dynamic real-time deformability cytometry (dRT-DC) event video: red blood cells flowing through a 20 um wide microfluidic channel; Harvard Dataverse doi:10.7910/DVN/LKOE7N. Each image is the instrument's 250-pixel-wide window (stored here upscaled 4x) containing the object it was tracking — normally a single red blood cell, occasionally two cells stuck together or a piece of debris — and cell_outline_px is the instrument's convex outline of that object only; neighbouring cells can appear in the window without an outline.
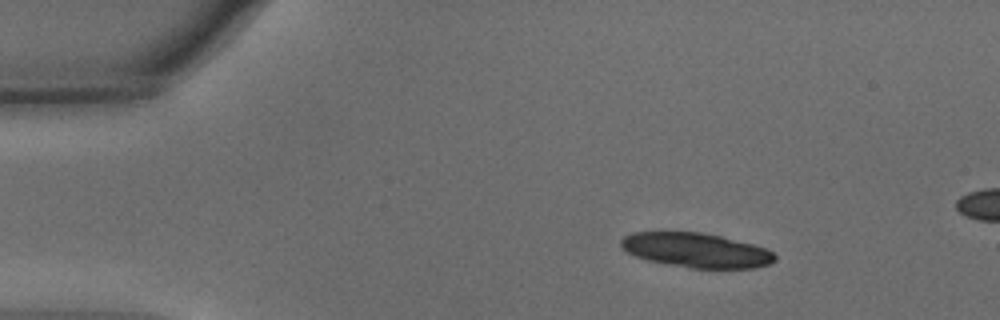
{"species": "common noctule bat (a hibernating species)", "species_latin": "Nyctalus noctula", "temperature_condition": "warm", "stored_images_in_passage": 52, "camera_frame_rate_fps": 3000, "um_per_image_px": 0.085, "animal": {"sex": "male", "body_mass_g": 15.6}, "frame": {"image": 1, "passage_image": 8, "time_ms": 2.333, "image_size_px": [1000, 320], "cell_outline_px": [[776, 260], [768, 264], [756, 268], [692, 268], [648, 260], [636, 256], [628, 252], [620, 244], [620, 240], [624, 236], [632, 232], [700, 232], [720, 236], [768, 248], [776, 256]], "centroid_in_image_um": [59.19, 21.26], "position_along_channel_um": 25.8, "area_um2": 30.75}}